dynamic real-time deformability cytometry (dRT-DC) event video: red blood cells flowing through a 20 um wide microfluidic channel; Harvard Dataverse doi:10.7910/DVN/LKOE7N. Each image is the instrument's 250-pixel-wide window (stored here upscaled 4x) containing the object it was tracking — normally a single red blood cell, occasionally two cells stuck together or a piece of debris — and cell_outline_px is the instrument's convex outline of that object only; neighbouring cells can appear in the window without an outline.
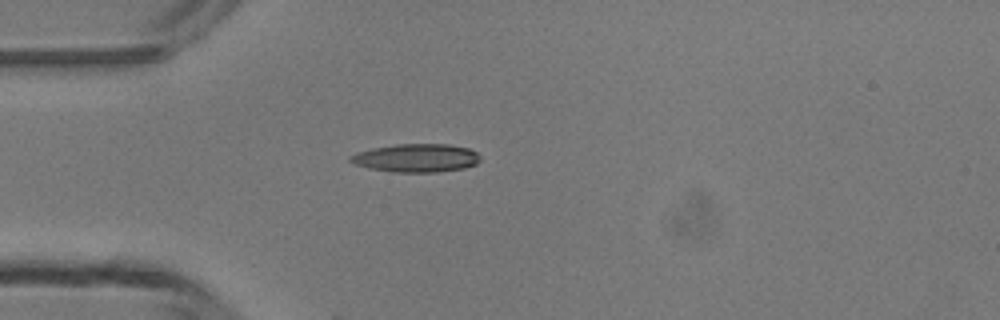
{"species": "common noctule bat (a hibernating species)", "species_latin": "Nyctalus noctula", "temperature_condition": "room temperature", "stored_images_in_passage": 4, "camera_frame_rate_fps": 3000, "um_per_image_px": 0.085, "animal": {"sex": "male", "body_mass_g": 13.3}, "frame": {"image": 1, "passage_image": 4, "time_ms": 3.667, "image_size_px": [1000, 320], "cell_outline_px": [[480, 160], [476, 164], [464, 168], [436, 172], [392, 172], [368, 168], [356, 164], [348, 160], [348, 156], [356, 152], [372, 148], [396, 144], [448, 144], [468, 148], [476, 152], [480, 156]], "centroid_in_image_um": [35.36, 13.42], "position_along_channel_um": 49.6, "area_um2": 21.5}}